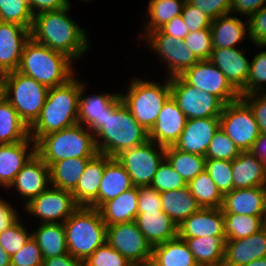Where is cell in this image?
Returning <instances> with one entry per match:
<instances>
[{
  "instance_id": "obj_28",
  "label": "cell",
  "mask_w": 266,
  "mask_h": 266,
  "mask_svg": "<svg viewBox=\"0 0 266 266\" xmlns=\"http://www.w3.org/2000/svg\"><path fill=\"white\" fill-rule=\"evenodd\" d=\"M104 169V154L97 153L86 164L78 185L72 192L79 207H90L96 201Z\"/></svg>"
},
{
  "instance_id": "obj_8",
  "label": "cell",
  "mask_w": 266,
  "mask_h": 266,
  "mask_svg": "<svg viewBox=\"0 0 266 266\" xmlns=\"http://www.w3.org/2000/svg\"><path fill=\"white\" fill-rule=\"evenodd\" d=\"M129 86L127 94H121L123 103L138 123L150 131L164 103L171 96L170 77L162 85L134 79Z\"/></svg>"
},
{
  "instance_id": "obj_1",
  "label": "cell",
  "mask_w": 266,
  "mask_h": 266,
  "mask_svg": "<svg viewBox=\"0 0 266 266\" xmlns=\"http://www.w3.org/2000/svg\"><path fill=\"white\" fill-rule=\"evenodd\" d=\"M70 7L34 15L30 36L34 41L65 54L73 61L82 56L89 46L85 30L67 15Z\"/></svg>"
},
{
  "instance_id": "obj_41",
  "label": "cell",
  "mask_w": 266,
  "mask_h": 266,
  "mask_svg": "<svg viewBox=\"0 0 266 266\" xmlns=\"http://www.w3.org/2000/svg\"><path fill=\"white\" fill-rule=\"evenodd\" d=\"M264 216L224 214V234L226 240L246 238L264 228Z\"/></svg>"
},
{
  "instance_id": "obj_58",
  "label": "cell",
  "mask_w": 266,
  "mask_h": 266,
  "mask_svg": "<svg viewBox=\"0 0 266 266\" xmlns=\"http://www.w3.org/2000/svg\"><path fill=\"white\" fill-rule=\"evenodd\" d=\"M160 30L164 34L171 35L172 37L184 40L189 33L187 26L185 25L181 15L174 17L167 24L162 26Z\"/></svg>"
},
{
  "instance_id": "obj_10",
  "label": "cell",
  "mask_w": 266,
  "mask_h": 266,
  "mask_svg": "<svg viewBox=\"0 0 266 266\" xmlns=\"http://www.w3.org/2000/svg\"><path fill=\"white\" fill-rule=\"evenodd\" d=\"M165 150V147L147 140L143 144L122 151L115 158L130 175L133 186H151L157 168L165 158Z\"/></svg>"
},
{
  "instance_id": "obj_59",
  "label": "cell",
  "mask_w": 266,
  "mask_h": 266,
  "mask_svg": "<svg viewBox=\"0 0 266 266\" xmlns=\"http://www.w3.org/2000/svg\"><path fill=\"white\" fill-rule=\"evenodd\" d=\"M16 213L11 204L0 199V233L19 218Z\"/></svg>"
},
{
  "instance_id": "obj_31",
  "label": "cell",
  "mask_w": 266,
  "mask_h": 266,
  "mask_svg": "<svg viewBox=\"0 0 266 266\" xmlns=\"http://www.w3.org/2000/svg\"><path fill=\"white\" fill-rule=\"evenodd\" d=\"M230 13L221 15L212 20L210 26L212 35L213 48H232L236 44L244 40V36L248 30L244 22L238 17H229Z\"/></svg>"
},
{
  "instance_id": "obj_17",
  "label": "cell",
  "mask_w": 266,
  "mask_h": 266,
  "mask_svg": "<svg viewBox=\"0 0 266 266\" xmlns=\"http://www.w3.org/2000/svg\"><path fill=\"white\" fill-rule=\"evenodd\" d=\"M219 127V117L188 119L174 147L184 152L205 156Z\"/></svg>"
},
{
  "instance_id": "obj_48",
  "label": "cell",
  "mask_w": 266,
  "mask_h": 266,
  "mask_svg": "<svg viewBox=\"0 0 266 266\" xmlns=\"http://www.w3.org/2000/svg\"><path fill=\"white\" fill-rule=\"evenodd\" d=\"M84 266H134L107 241L99 246L86 260Z\"/></svg>"
},
{
  "instance_id": "obj_55",
  "label": "cell",
  "mask_w": 266,
  "mask_h": 266,
  "mask_svg": "<svg viewBox=\"0 0 266 266\" xmlns=\"http://www.w3.org/2000/svg\"><path fill=\"white\" fill-rule=\"evenodd\" d=\"M206 13L211 19L230 13L231 0H187Z\"/></svg>"
},
{
  "instance_id": "obj_24",
  "label": "cell",
  "mask_w": 266,
  "mask_h": 266,
  "mask_svg": "<svg viewBox=\"0 0 266 266\" xmlns=\"http://www.w3.org/2000/svg\"><path fill=\"white\" fill-rule=\"evenodd\" d=\"M85 84L81 82L78 124L86 126L94 135L102 126L108 110L121 98V94H98L84 97Z\"/></svg>"
},
{
  "instance_id": "obj_54",
  "label": "cell",
  "mask_w": 266,
  "mask_h": 266,
  "mask_svg": "<svg viewBox=\"0 0 266 266\" xmlns=\"http://www.w3.org/2000/svg\"><path fill=\"white\" fill-rule=\"evenodd\" d=\"M258 93H250L240 95V97L250 106L255 119L259 125L261 133H266V92L259 95Z\"/></svg>"
},
{
  "instance_id": "obj_4",
  "label": "cell",
  "mask_w": 266,
  "mask_h": 266,
  "mask_svg": "<svg viewBox=\"0 0 266 266\" xmlns=\"http://www.w3.org/2000/svg\"><path fill=\"white\" fill-rule=\"evenodd\" d=\"M71 62L73 61L65 54L53 51L30 38L24 46L17 71L53 88L73 77Z\"/></svg>"
},
{
  "instance_id": "obj_44",
  "label": "cell",
  "mask_w": 266,
  "mask_h": 266,
  "mask_svg": "<svg viewBox=\"0 0 266 266\" xmlns=\"http://www.w3.org/2000/svg\"><path fill=\"white\" fill-rule=\"evenodd\" d=\"M205 170L223 195L234 189L232 161L206 159Z\"/></svg>"
},
{
  "instance_id": "obj_14",
  "label": "cell",
  "mask_w": 266,
  "mask_h": 266,
  "mask_svg": "<svg viewBox=\"0 0 266 266\" xmlns=\"http://www.w3.org/2000/svg\"><path fill=\"white\" fill-rule=\"evenodd\" d=\"M78 208L72 192L54 186L50 189L48 187L39 196L25 204L27 212L40 217L41 223L63 224Z\"/></svg>"
},
{
  "instance_id": "obj_25",
  "label": "cell",
  "mask_w": 266,
  "mask_h": 266,
  "mask_svg": "<svg viewBox=\"0 0 266 266\" xmlns=\"http://www.w3.org/2000/svg\"><path fill=\"white\" fill-rule=\"evenodd\" d=\"M31 142L32 148L27 153ZM35 153L36 142L30 137L20 142L0 144V186L9 188L16 175Z\"/></svg>"
},
{
  "instance_id": "obj_11",
  "label": "cell",
  "mask_w": 266,
  "mask_h": 266,
  "mask_svg": "<svg viewBox=\"0 0 266 266\" xmlns=\"http://www.w3.org/2000/svg\"><path fill=\"white\" fill-rule=\"evenodd\" d=\"M170 85L171 96L187 120L220 117L224 104L216 96L186 83L180 76L170 78Z\"/></svg>"
},
{
  "instance_id": "obj_57",
  "label": "cell",
  "mask_w": 266,
  "mask_h": 266,
  "mask_svg": "<svg viewBox=\"0 0 266 266\" xmlns=\"http://www.w3.org/2000/svg\"><path fill=\"white\" fill-rule=\"evenodd\" d=\"M265 5L266 0H231L230 13L237 12L250 17Z\"/></svg>"
},
{
  "instance_id": "obj_23",
  "label": "cell",
  "mask_w": 266,
  "mask_h": 266,
  "mask_svg": "<svg viewBox=\"0 0 266 266\" xmlns=\"http://www.w3.org/2000/svg\"><path fill=\"white\" fill-rule=\"evenodd\" d=\"M263 257H266L264 228L246 238L225 241L224 262L227 266H244Z\"/></svg>"
},
{
  "instance_id": "obj_19",
  "label": "cell",
  "mask_w": 266,
  "mask_h": 266,
  "mask_svg": "<svg viewBox=\"0 0 266 266\" xmlns=\"http://www.w3.org/2000/svg\"><path fill=\"white\" fill-rule=\"evenodd\" d=\"M47 184H51L49 166L35 153L9 187H16L20 195L27 198L28 204L48 188Z\"/></svg>"
},
{
  "instance_id": "obj_22",
  "label": "cell",
  "mask_w": 266,
  "mask_h": 266,
  "mask_svg": "<svg viewBox=\"0 0 266 266\" xmlns=\"http://www.w3.org/2000/svg\"><path fill=\"white\" fill-rule=\"evenodd\" d=\"M222 208H200L178 225V237L225 236Z\"/></svg>"
},
{
  "instance_id": "obj_15",
  "label": "cell",
  "mask_w": 266,
  "mask_h": 266,
  "mask_svg": "<svg viewBox=\"0 0 266 266\" xmlns=\"http://www.w3.org/2000/svg\"><path fill=\"white\" fill-rule=\"evenodd\" d=\"M143 37L147 43L149 42L153 51L155 50L154 52L162 57V60H166L170 78L181 75L200 61L183 40L164 34L160 29L148 32Z\"/></svg>"
},
{
  "instance_id": "obj_56",
  "label": "cell",
  "mask_w": 266,
  "mask_h": 266,
  "mask_svg": "<svg viewBox=\"0 0 266 266\" xmlns=\"http://www.w3.org/2000/svg\"><path fill=\"white\" fill-rule=\"evenodd\" d=\"M33 15L44 11H56L70 6L69 0H27ZM36 10V11H35Z\"/></svg>"
},
{
  "instance_id": "obj_6",
  "label": "cell",
  "mask_w": 266,
  "mask_h": 266,
  "mask_svg": "<svg viewBox=\"0 0 266 266\" xmlns=\"http://www.w3.org/2000/svg\"><path fill=\"white\" fill-rule=\"evenodd\" d=\"M63 226L68 253L81 261L106 242L107 226L98 209L79 207Z\"/></svg>"
},
{
  "instance_id": "obj_7",
  "label": "cell",
  "mask_w": 266,
  "mask_h": 266,
  "mask_svg": "<svg viewBox=\"0 0 266 266\" xmlns=\"http://www.w3.org/2000/svg\"><path fill=\"white\" fill-rule=\"evenodd\" d=\"M0 78L3 97L30 127L40 115L49 88L17 70L1 75Z\"/></svg>"
},
{
  "instance_id": "obj_27",
  "label": "cell",
  "mask_w": 266,
  "mask_h": 266,
  "mask_svg": "<svg viewBox=\"0 0 266 266\" xmlns=\"http://www.w3.org/2000/svg\"><path fill=\"white\" fill-rule=\"evenodd\" d=\"M135 222L152 247L178 237V225L163 210L137 213Z\"/></svg>"
},
{
  "instance_id": "obj_67",
  "label": "cell",
  "mask_w": 266,
  "mask_h": 266,
  "mask_svg": "<svg viewBox=\"0 0 266 266\" xmlns=\"http://www.w3.org/2000/svg\"><path fill=\"white\" fill-rule=\"evenodd\" d=\"M263 222H264V229L266 230V211H265V215H264V219H263Z\"/></svg>"
},
{
  "instance_id": "obj_63",
  "label": "cell",
  "mask_w": 266,
  "mask_h": 266,
  "mask_svg": "<svg viewBox=\"0 0 266 266\" xmlns=\"http://www.w3.org/2000/svg\"><path fill=\"white\" fill-rule=\"evenodd\" d=\"M244 266H266V257L253 260L249 264Z\"/></svg>"
},
{
  "instance_id": "obj_30",
  "label": "cell",
  "mask_w": 266,
  "mask_h": 266,
  "mask_svg": "<svg viewBox=\"0 0 266 266\" xmlns=\"http://www.w3.org/2000/svg\"><path fill=\"white\" fill-rule=\"evenodd\" d=\"M106 226L135 221L138 213V187L121 193L98 208Z\"/></svg>"
},
{
  "instance_id": "obj_49",
  "label": "cell",
  "mask_w": 266,
  "mask_h": 266,
  "mask_svg": "<svg viewBox=\"0 0 266 266\" xmlns=\"http://www.w3.org/2000/svg\"><path fill=\"white\" fill-rule=\"evenodd\" d=\"M183 41L199 60H210L213 51L210 28L189 32Z\"/></svg>"
},
{
  "instance_id": "obj_52",
  "label": "cell",
  "mask_w": 266,
  "mask_h": 266,
  "mask_svg": "<svg viewBox=\"0 0 266 266\" xmlns=\"http://www.w3.org/2000/svg\"><path fill=\"white\" fill-rule=\"evenodd\" d=\"M249 39L257 47L266 46V5L248 19Z\"/></svg>"
},
{
  "instance_id": "obj_46",
  "label": "cell",
  "mask_w": 266,
  "mask_h": 266,
  "mask_svg": "<svg viewBox=\"0 0 266 266\" xmlns=\"http://www.w3.org/2000/svg\"><path fill=\"white\" fill-rule=\"evenodd\" d=\"M185 186H187V183L164 158L157 168L151 187L161 193L180 189Z\"/></svg>"
},
{
  "instance_id": "obj_18",
  "label": "cell",
  "mask_w": 266,
  "mask_h": 266,
  "mask_svg": "<svg viewBox=\"0 0 266 266\" xmlns=\"http://www.w3.org/2000/svg\"><path fill=\"white\" fill-rule=\"evenodd\" d=\"M187 118L170 96L164 103L155 125L149 131V140L163 147L174 146L181 135Z\"/></svg>"
},
{
  "instance_id": "obj_20",
  "label": "cell",
  "mask_w": 266,
  "mask_h": 266,
  "mask_svg": "<svg viewBox=\"0 0 266 266\" xmlns=\"http://www.w3.org/2000/svg\"><path fill=\"white\" fill-rule=\"evenodd\" d=\"M223 214L264 216L266 211V186L233 189L224 195Z\"/></svg>"
},
{
  "instance_id": "obj_65",
  "label": "cell",
  "mask_w": 266,
  "mask_h": 266,
  "mask_svg": "<svg viewBox=\"0 0 266 266\" xmlns=\"http://www.w3.org/2000/svg\"><path fill=\"white\" fill-rule=\"evenodd\" d=\"M196 266H227L224 261L217 263H197Z\"/></svg>"
},
{
  "instance_id": "obj_13",
  "label": "cell",
  "mask_w": 266,
  "mask_h": 266,
  "mask_svg": "<svg viewBox=\"0 0 266 266\" xmlns=\"http://www.w3.org/2000/svg\"><path fill=\"white\" fill-rule=\"evenodd\" d=\"M107 243L134 266L152 258V245L135 221L107 226Z\"/></svg>"
},
{
  "instance_id": "obj_68",
  "label": "cell",
  "mask_w": 266,
  "mask_h": 266,
  "mask_svg": "<svg viewBox=\"0 0 266 266\" xmlns=\"http://www.w3.org/2000/svg\"><path fill=\"white\" fill-rule=\"evenodd\" d=\"M264 167H265V171H266V160L264 161Z\"/></svg>"
},
{
  "instance_id": "obj_50",
  "label": "cell",
  "mask_w": 266,
  "mask_h": 266,
  "mask_svg": "<svg viewBox=\"0 0 266 266\" xmlns=\"http://www.w3.org/2000/svg\"><path fill=\"white\" fill-rule=\"evenodd\" d=\"M10 260L11 266H43L44 264L41 249L32 237L10 257Z\"/></svg>"
},
{
  "instance_id": "obj_47",
  "label": "cell",
  "mask_w": 266,
  "mask_h": 266,
  "mask_svg": "<svg viewBox=\"0 0 266 266\" xmlns=\"http://www.w3.org/2000/svg\"><path fill=\"white\" fill-rule=\"evenodd\" d=\"M19 221L18 218L0 233V245L10 256L19 251L32 237Z\"/></svg>"
},
{
  "instance_id": "obj_39",
  "label": "cell",
  "mask_w": 266,
  "mask_h": 266,
  "mask_svg": "<svg viewBox=\"0 0 266 266\" xmlns=\"http://www.w3.org/2000/svg\"><path fill=\"white\" fill-rule=\"evenodd\" d=\"M187 187L201 208H222L224 195L206 170L188 182Z\"/></svg>"
},
{
  "instance_id": "obj_38",
  "label": "cell",
  "mask_w": 266,
  "mask_h": 266,
  "mask_svg": "<svg viewBox=\"0 0 266 266\" xmlns=\"http://www.w3.org/2000/svg\"><path fill=\"white\" fill-rule=\"evenodd\" d=\"M165 159L186 183L204 171L206 167L205 156L184 152L174 146L166 147Z\"/></svg>"
},
{
  "instance_id": "obj_9",
  "label": "cell",
  "mask_w": 266,
  "mask_h": 266,
  "mask_svg": "<svg viewBox=\"0 0 266 266\" xmlns=\"http://www.w3.org/2000/svg\"><path fill=\"white\" fill-rule=\"evenodd\" d=\"M219 119L220 128L240 151L250 150L261 133L252 109L241 97L225 104Z\"/></svg>"
},
{
  "instance_id": "obj_43",
  "label": "cell",
  "mask_w": 266,
  "mask_h": 266,
  "mask_svg": "<svg viewBox=\"0 0 266 266\" xmlns=\"http://www.w3.org/2000/svg\"><path fill=\"white\" fill-rule=\"evenodd\" d=\"M239 154L240 150L235 143L219 127L207 148L205 158L233 161Z\"/></svg>"
},
{
  "instance_id": "obj_42",
  "label": "cell",
  "mask_w": 266,
  "mask_h": 266,
  "mask_svg": "<svg viewBox=\"0 0 266 266\" xmlns=\"http://www.w3.org/2000/svg\"><path fill=\"white\" fill-rule=\"evenodd\" d=\"M33 17L27 0H0V21L31 29Z\"/></svg>"
},
{
  "instance_id": "obj_64",
  "label": "cell",
  "mask_w": 266,
  "mask_h": 266,
  "mask_svg": "<svg viewBox=\"0 0 266 266\" xmlns=\"http://www.w3.org/2000/svg\"><path fill=\"white\" fill-rule=\"evenodd\" d=\"M135 266H160L154 259H148L143 261L142 263H139Z\"/></svg>"
},
{
  "instance_id": "obj_2",
  "label": "cell",
  "mask_w": 266,
  "mask_h": 266,
  "mask_svg": "<svg viewBox=\"0 0 266 266\" xmlns=\"http://www.w3.org/2000/svg\"><path fill=\"white\" fill-rule=\"evenodd\" d=\"M80 91L81 82L74 76L62 85L49 88L39 117L29 127L34 142L49 133L78 124Z\"/></svg>"
},
{
  "instance_id": "obj_66",
  "label": "cell",
  "mask_w": 266,
  "mask_h": 266,
  "mask_svg": "<svg viewBox=\"0 0 266 266\" xmlns=\"http://www.w3.org/2000/svg\"><path fill=\"white\" fill-rule=\"evenodd\" d=\"M3 96V88H2V81L0 78V98Z\"/></svg>"
},
{
  "instance_id": "obj_26",
  "label": "cell",
  "mask_w": 266,
  "mask_h": 266,
  "mask_svg": "<svg viewBox=\"0 0 266 266\" xmlns=\"http://www.w3.org/2000/svg\"><path fill=\"white\" fill-rule=\"evenodd\" d=\"M132 187L130 175L122 164L115 157L105 155V169L99 186L98 197L90 207L98 209L103 203L117 198Z\"/></svg>"
},
{
  "instance_id": "obj_37",
  "label": "cell",
  "mask_w": 266,
  "mask_h": 266,
  "mask_svg": "<svg viewBox=\"0 0 266 266\" xmlns=\"http://www.w3.org/2000/svg\"><path fill=\"white\" fill-rule=\"evenodd\" d=\"M185 240L196 263L224 261L225 236L179 237Z\"/></svg>"
},
{
  "instance_id": "obj_3",
  "label": "cell",
  "mask_w": 266,
  "mask_h": 266,
  "mask_svg": "<svg viewBox=\"0 0 266 266\" xmlns=\"http://www.w3.org/2000/svg\"><path fill=\"white\" fill-rule=\"evenodd\" d=\"M94 139L98 153L116 157L122 151L149 140V131L138 123L120 98L108 110L103 126L94 134Z\"/></svg>"
},
{
  "instance_id": "obj_33",
  "label": "cell",
  "mask_w": 266,
  "mask_h": 266,
  "mask_svg": "<svg viewBox=\"0 0 266 266\" xmlns=\"http://www.w3.org/2000/svg\"><path fill=\"white\" fill-rule=\"evenodd\" d=\"M91 158H69L53 163L50 169V185L73 192Z\"/></svg>"
},
{
  "instance_id": "obj_16",
  "label": "cell",
  "mask_w": 266,
  "mask_h": 266,
  "mask_svg": "<svg viewBox=\"0 0 266 266\" xmlns=\"http://www.w3.org/2000/svg\"><path fill=\"white\" fill-rule=\"evenodd\" d=\"M30 29L0 21V76L18 70Z\"/></svg>"
},
{
  "instance_id": "obj_32",
  "label": "cell",
  "mask_w": 266,
  "mask_h": 266,
  "mask_svg": "<svg viewBox=\"0 0 266 266\" xmlns=\"http://www.w3.org/2000/svg\"><path fill=\"white\" fill-rule=\"evenodd\" d=\"M160 198L162 210L177 225H180L186 218L201 208L187 186L161 192Z\"/></svg>"
},
{
  "instance_id": "obj_35",
  "label": "cell",
  "mask_w": 266,
  "mask_h": 266,
  "mask_svg": "<svg viewBox=\"0 0 266 266\" xmlns=\"http://www.w3.org/2000/svg\"><path fill=\"white\" fill-rule=\"evenodd\" d=\"M152 259L160 266H196V261L184 239L176 237L153 246Z\"/></svg>"
},
{
  "instance_id": "obj_36",
  "label": "cell",
  "mask_w": 266,
  "mask_h": 266,
  "mask_svg": "<svg viewBox=\"0 0 266 266\" xmlns=\"http://www.w3.org/2000/svg\"><path fill=\"white\" fill-rule=\"evenodd\" d=\"M29 137V127L2 96L0 98V144L20 142Z\"/></svg>"
},
{
  "instance_id": "obj_61",
  "label": "cell",
  "mask_w": 266,
  "mask_h": 266,
  "mask_svg": "<svg viewBox=\"0 0 266 266\" xmlns=\"http://www.w3.org/2000/svg\"><path fill=\"white\" fill-rule=\"evenodd\" d=\"M249 151L261 161L266 160V133H260Z\"/></svg>"
},
{
  "instance_id": "obj_40",
  "label": "cell",
  "mask_w": 266,
  "mask_h": 266,
  "mask_svg": "<svg viewBox=\"0 0 266 266\" xmlns=\"http://www.w3.org/2000/svg\"><path fill=\"white\" fill-rule=\"evenodd\" d=\"M185 2V0H150L148 3L150 19L144 35L160 29L174 17L181 15Z\"/></svg>"
},
{
  "instance_id": "obj_21",
  "label": "cell",
  "mask_w": 266,
  "mask_h": 266,
  "mask_svg": "<svg viewBox=\"0 0 266 266\" xmlns=\"http://www.w3.org/2000/svg\"><path fill=\"white\" fill-rule=\"evenodd\" d=\"M210 61L217 66L239 92L247 82L250 62L238 48H213Z\"/></svg>"
},
{
  "instance_id": "obj_45",
  "label": "cell",
  "mask_w": 266,
  "mask_h": 266,
  "mask_svg": "<svg viewBox=\"0 0 266 266\" xmlns=\"http://www.w3.org/2000/svg\"><path fill=\"white\" fill-rule=\"evenodd\" d=\"M266 82V51H261L256 54L250 62V73L246 85L239 91L240 95L250 93H263Z\"/></svg>"
},
{
  "instance_id": "obj_12",
  "label": "cell",
  "mask_w": 266,
  "mask_h": 266,
  "mask_svg": "<svg viewBox=\"0 0 266 266\" xmlns=\"http://www.w3.org/2000/svg\"><path fill=\"white\" fill-rule=\"evenodd\" d=\"M179 76L186 83L216 96L224 105L240 98L239 92L210 60H200Z\"/></svg>"
},
{
  "instance_id": "obj_60",
  "label": "cell",
  "mask_w": 266,
  "mask_h": 266,
  "mask_svg": "<svg viewBox=\"0 0 266 266\" xmlns=\"http://www.w3.org/2000/svg\"><path fill=\"white\" fill-rule=\"evenodd\" d=\"M43 266H84V263L68 253L44 259Z\"/></svg>"
},
{
  "instance_id": "obj_51",
  "label": "cell",
  "mask_w": 266,
  "mask_h": 266,
  "mask_svg": "<svg viewBox=\"0 0 266 266\" xmlns=\"http://www.w3.org/2000/svg\"><path fill=\"white\" fill-rule=\"evenodd\" d=\"M181 16L189 32L210 28L213 20L202 10L189 4L187 1L184 4Z\"/></svg>"
},
{
  "instance_id": "obj_5",
  "label": "cell",
  "mask_w": 266,
  "mask_h": 266,
  "mask_svg": "<svg viewBox=\"0 0 266 266\" xmlns=\"http://www.w3.org/2000/svg\"><path fill=\"white\" fill-rule=\"evenodd\" d=\"M81 124L49 133L36 142V154L49 167L69 158H93L98 152L92 132Z\"/></svg>"
},
{
  "instance_id": "obj_53",
  "label": "cell",
  "mask_w": 266,
  "mask_h": 266,
  "mask_svg": "<svg viewBox=\"0 0 266 266\" xmlns=\"http://www.w3.org/2000/svg\"><path fill=\"white\" fill-rule=\"evenodd\" d=\"M162 211L160 193L151 186L138 187V213Z\"/></svg>"
},
{
  "instance_id": "obj_34",
  "label": "cell",
  "mask_w": 266,
  "mask_h": 266,
  "mask_svg": "<svg viewBox=\"0 0 266 266\" xmlns=\"http://www.w3.org/2000/svg\"><path fill=\"white\" fill-rule=\"evenodd\" d=\"M32 238L40 247L43 258L68 254L65 228L61 223H41Z\"/></svg>"
},
{
  "instance_id": "obj_62",
  "label": "cell",
  "mask_w": 266,
  "mask_h": 266,
  "mask_svg": "<svg viewBox=\"0 0 266 266\" xmlns=\"http://www.w3.org/2000/svg\"><path fill=\"white\" fill-rule=\"evenodd\" d=\"M10 255L0 245V266H11Z\"/></svg>"
},
{
  "instance_id": "obj_29",
  "label": "cell",
  "mask_w": 266,
  "mask_h": 266,
  "mask_svg": "<svg viewBox=\"0 0 266 266\" xmlns=\"http://www.w3.org/2000/svg\"><path fill=\"white\" fill-rule=\"evenodd\" d=\"M234 189L266 186L264 162L251 151H240L232 161Z\"/></svg>"
}]
</instances>
